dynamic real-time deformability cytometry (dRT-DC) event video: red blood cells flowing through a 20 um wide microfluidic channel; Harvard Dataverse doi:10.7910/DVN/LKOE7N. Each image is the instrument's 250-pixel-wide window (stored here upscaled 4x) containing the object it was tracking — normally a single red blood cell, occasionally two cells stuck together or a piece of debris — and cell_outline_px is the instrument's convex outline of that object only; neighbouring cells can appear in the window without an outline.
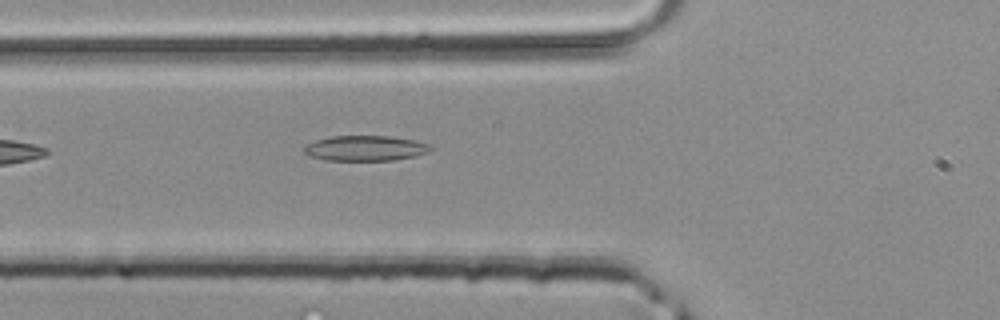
{"species": "common noctule bat (a hibernating species)", "species_latin": "Nyctalus noctula", "temperature_condition": "room temperature", "stored_images_in_passage": 27, "camera_frame_rate_fps": 3000, "um_per_image_px": 0.085, "animal": {"sex": "male", "body_mass_g": 20.4}, "frame": {"image": 1, "passage_image": 5, "time_ms": 1.333, "image_size_px": [1000, 320], "cell_outline_px": [[432, 148], [428, 152], [416, 156], [392, 160], [324, 160], [308, 156], [304, 152], [304, 148], [308, 144], [316, 140], [332, 136], [388, 136], [412, 140], [432, 144]], "centroid_in_image_um": [31.06, 12.6], "position_along_channel_um": 94.7, "area_um2": 18.55}}
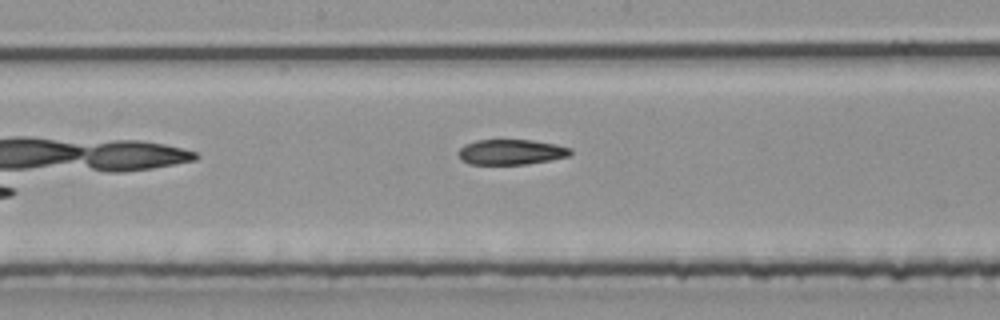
{"frame": {"image": 2, "passage_image": 12, "time_ms": 3.667, "image_size_px": [1000, 320], "cell_outline_px": [[572, 152], [568, 156], [528, 164], [468, 164], [460, 160], [456, 152], [464, 144], [476, 140], [532, 140], [556, 144], [572, 148]], "centroid_in_image_um": [43.39, 12.92], "position_along_channel_um": 204.8, "area_um2": 16.65}}
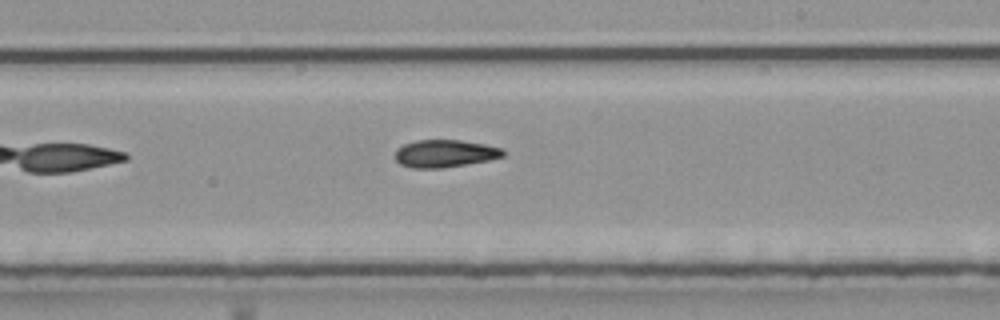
{"frame": {"image": 3, "passage_image": 15, "time_ms": 4.667, "image_size_px": [1000, 320], "cell_outline_px": [[504, 156], [488, 160], [440, 168], [412, 168], [400, 164], [396, 160], [396, 148], [404, 144], [416, 140], [460, 140], [484, 144], [504, 148]], "centroid_in_image_um": [37.8, 13.04], "position_along_channel_um": 251.2, "area_um2": 17.22}}